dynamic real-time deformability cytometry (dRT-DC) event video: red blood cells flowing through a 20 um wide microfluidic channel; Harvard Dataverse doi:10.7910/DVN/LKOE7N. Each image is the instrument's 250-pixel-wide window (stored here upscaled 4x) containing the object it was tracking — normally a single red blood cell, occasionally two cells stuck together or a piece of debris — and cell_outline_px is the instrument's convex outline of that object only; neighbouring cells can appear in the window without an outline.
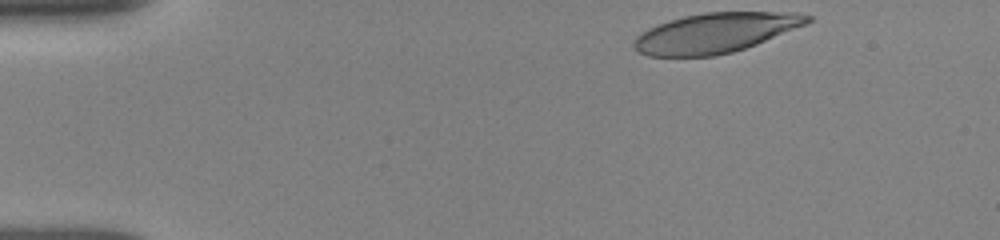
{"species": "human", "species_latin": "Homo sapiens", "temperature_condition": "room temperature", "stored_images_in_passage": 8, "camera_frame_rate_fps": 3000, "um_per_image_px": 0.085, "donor": {"sex": "female"}, "frame": {"image": 1, "passage_image": 1, "time_ms": 0.0, "image_size_px": [1000, 240], "cell_outline_px": [[812, 20], [804, 24], [756, 44], [732, 52], [712, 56], [648, 56], [632, 48], [632, 44], [636, 36], [648, 28], [684, 16], [704, 12], [796, 12], [812, 16]], "centroid_in_image_um": [60.77, 2.79], "position_along_channel_um": 24.2, "area_um2": 39.82}}
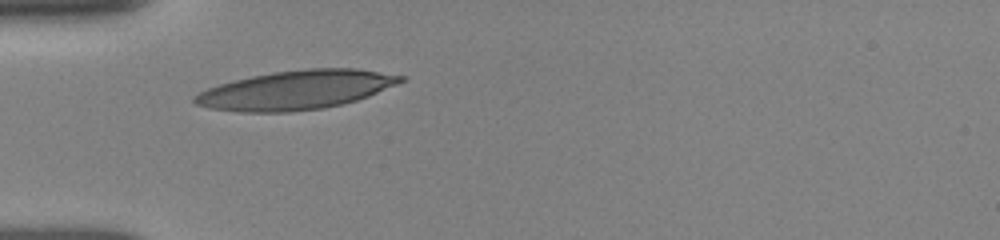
{"frame": {"image": 2, "passage_image": 6, "time_ms": 3.0, "image_size_px": [1000, 240], "cell_outline_px": [[404, 80], [396, 84], [368, 96], [356, 100], [324, 108], [288, 112], [240, 112], [208, 108], [196, 104], [192, 100], [192, 96], [208, 88], [220, 84], [252, 76], [276, 72], [308, 68], [356, 68], [404, 76]], "centroid_in_image_um": [25.13, 7.65], "position_along_channel_um": 59.9, "area_um2": 46.36}}
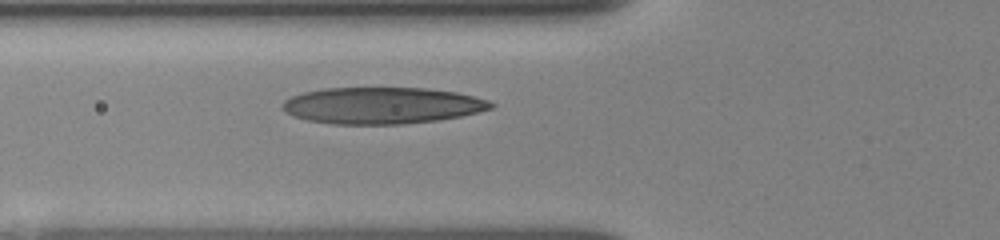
{"frame": {"image": 3, "passage_image": 8, "time_ms": 4.0, "image_size_px": [1000, 240], "cell_outline_px": [[496, 104], [492, 108], [460, 116], [440, 120], [400, 124], [332, 124], [308, 120], [292, 116], [284, 112], [284, 100], [292, 96], [304, 92], [324, 88], [424, 88], [456, 92], [488, 100]], "centroid_in_image_um": [32.46, 8.97], "position_along_channel_um": 93.3, "area_um2": 44.27}}